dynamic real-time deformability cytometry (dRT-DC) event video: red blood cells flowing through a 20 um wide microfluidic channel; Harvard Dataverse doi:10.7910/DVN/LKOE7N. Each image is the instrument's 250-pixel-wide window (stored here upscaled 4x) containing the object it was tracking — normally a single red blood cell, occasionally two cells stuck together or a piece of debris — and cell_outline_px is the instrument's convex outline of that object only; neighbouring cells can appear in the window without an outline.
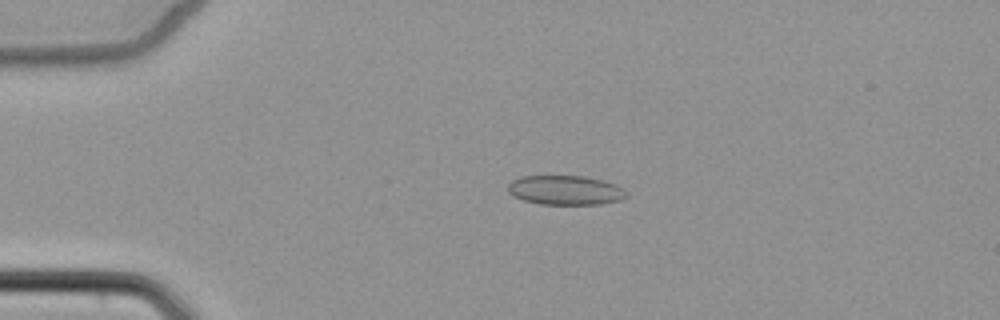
{"species": "common noctule bat (a hibernating species)", "species_latin": "Nyctalus noctula", "temperature_condition": "cold", "stored_images_in_passage": 3, "camera_frame_rate_fps": 3000, "um_per_image_px": 0.085, "animal": {"sex": "female", "body_mass_g": 22.7, "forearm_length_mm": 54.2}, "frame": {"image": 1, "passage_image": 2, "time_ms": 1.333, "image_size_px": [1000, 320], "cell_outline_px": [[628, 196], [620, 200], [600, 204], [540, 204], [524, 200], [512, 196], [508, 192], [508, 184], [512, 180], [520, 176], [584, 176], [604, 180], [616, 184], [624, 188], [628, 192]], "centroid_in_image_um": [48.08, 16.16], "position_along_channel_um": 36.9, "area_um2": 20.52}}